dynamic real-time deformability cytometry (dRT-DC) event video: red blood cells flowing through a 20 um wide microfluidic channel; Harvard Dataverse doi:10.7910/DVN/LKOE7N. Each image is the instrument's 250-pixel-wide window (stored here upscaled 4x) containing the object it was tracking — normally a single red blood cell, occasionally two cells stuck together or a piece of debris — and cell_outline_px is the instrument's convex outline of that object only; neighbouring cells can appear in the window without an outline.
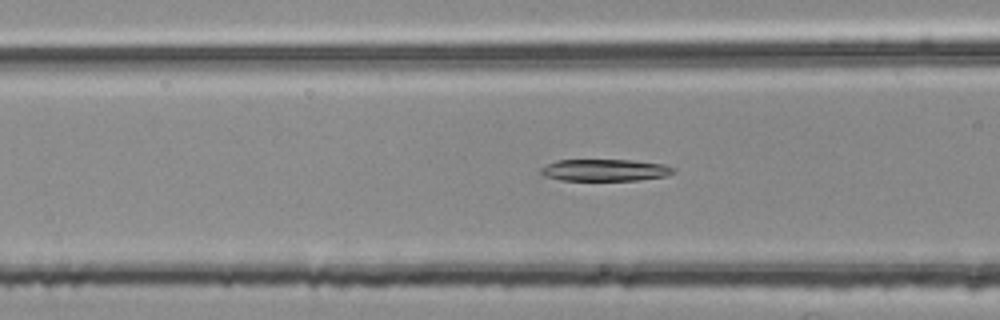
{"species": "common noctule bat (a hibernating species)", "species_latin": "Nyctalus noctula", "temperature_condition": "room temperature", "stored_images_in_passage": 40, "camera_frame_rate_fps": 3000, "um_per_image_px": 0.085, "animal": {"sex": "female", "body_mass_g": 25.1}, "frame": {"image": 1, "passage_image": 15, "time_ms": 4.667, "image_size_px": [1000, 320], "cell_outline_px": [[676, 168], [672, 172], [664, 176], [640, 180], [560, 180], [544, 176], [540, 172], [540, 168], [556, 160], [632, 160], [664, 164]], "centroid_in_image_um": [51.4, 14.45], "position_along_channel_um": 115.2, "area_um2": 16.82}}
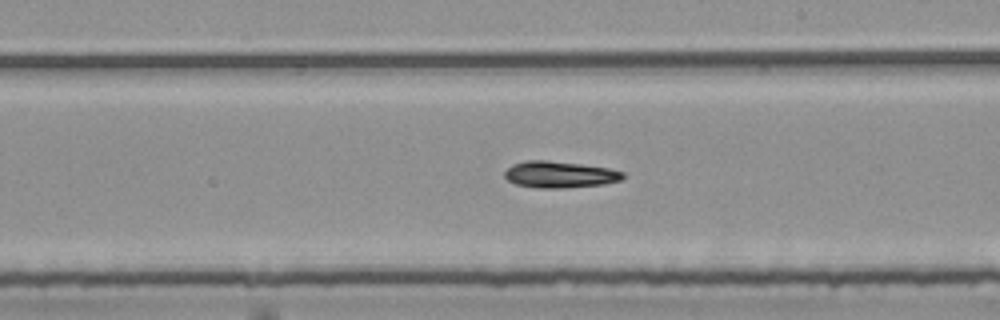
{"frame": {"image": 2, "passage_image": 25, "time_ms": 8.0, "image_size_px": [1000, 320], "cell_outline_px": [[624, 176], [620, 180], [604, 184], [564, 188], [536, 188], [516, 184], [508, 180], [504, 176], [504, 172], [512, 164], [524, 160], [548, 160], [580, 164], [608, 168], [624, 172]], "centroid_in_image_um": [47.54, 14.83], "position_along_channel_um": 241.5, "area_um2": 18.32}}
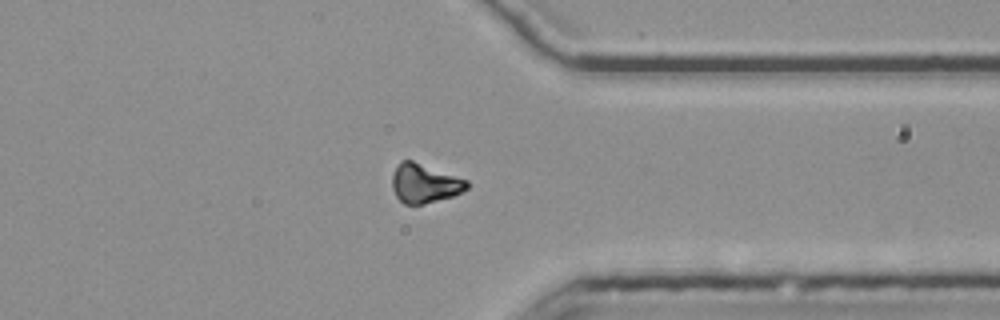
{"frame": {"image": 3, "passage_image": 36, "time_ms": 11.667, "image_size_px": [1000, 320], "cell_outline_px": [[468, 188], [452, 196], [424, 204], [404, 204], [396, 196], [392, 188], [392, 176], [400, 160], [412, 160], [468, 180]], "centroid_in_image_um": [36.07, 15.58], "position_along_channel_um": 375.3, "area_um2": 16.88}, "authors_computed_cell_mechanics": {"area_um2": 18.0047, "velocity_mm_per_s": 3.7929, "shape_relaxation_time_tau1_ms": 3.9246, "shape_relaxation_time_tau2_ms": null, "deformation_change_tau1": 0.1291, "deformation_change_tau2": null}}